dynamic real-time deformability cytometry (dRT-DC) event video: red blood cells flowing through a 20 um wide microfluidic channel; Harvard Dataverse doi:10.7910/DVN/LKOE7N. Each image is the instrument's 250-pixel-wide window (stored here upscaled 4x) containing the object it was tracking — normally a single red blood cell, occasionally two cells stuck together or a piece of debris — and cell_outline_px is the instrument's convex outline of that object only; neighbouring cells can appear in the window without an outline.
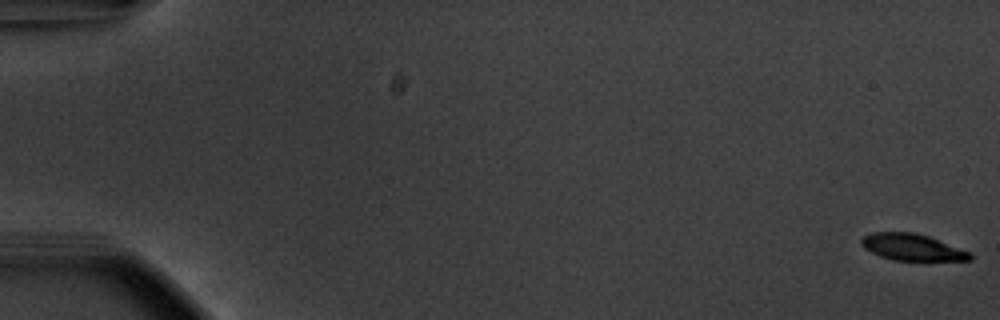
{"species": "common noctule bat (a hibernating species)", "species_latin": "Nyctalus noctula", "temperature_condition": "warm", "stored_images_in_passage": 56, "camera_frame_rate_fps": 3000, "um_per_image_px": 0.085, "animal": {"sex": "male", "body_mass_g": 20.1, "forearm_length_mm": 53.5}, "frame": {"image": 1, "passage_image": 1, "time_ms": 0.0, "image_size_px": [1000, 320], "cell_outline_px": [[972, 260], [892, 260], [880, 256], [864, 248], [860, 244], [860, 240], [864, 236], [872, 232], [916, 232], [928, 236], [972, 252]], "centroid_in_image_um": [77.53, 21.0], "position_along_channel_um": 7.5, "area_um2": 16.88}}
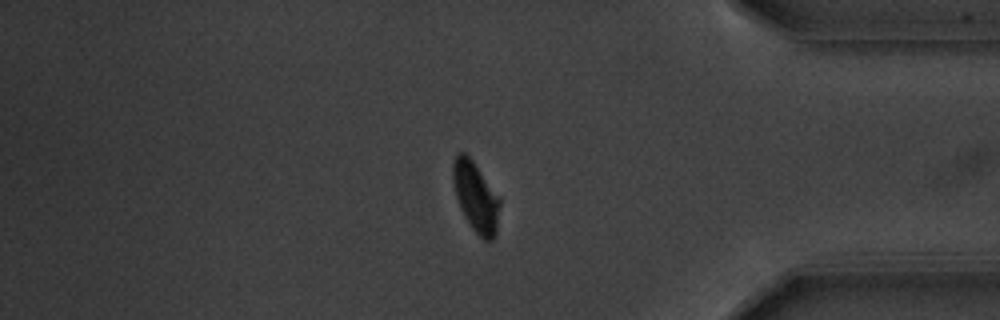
{"frame": {"image": 2, "passage_image": 48, "time_ms": 15.667, "image_size_px": [1000, 320], "cell_outline_px": [[500, 204], [496, 236], [492, 240], [484, 240], [472, 228], [464, 216], [460, 208], [456, 196], [452, 180], [452, 164], [456, 152], [464, 152], [472, 160], [500, 196]], "centroid_in_image_um": [40.44, 16.72], "position_along_channel_um": 394.8, "area_um2": 19.25}}
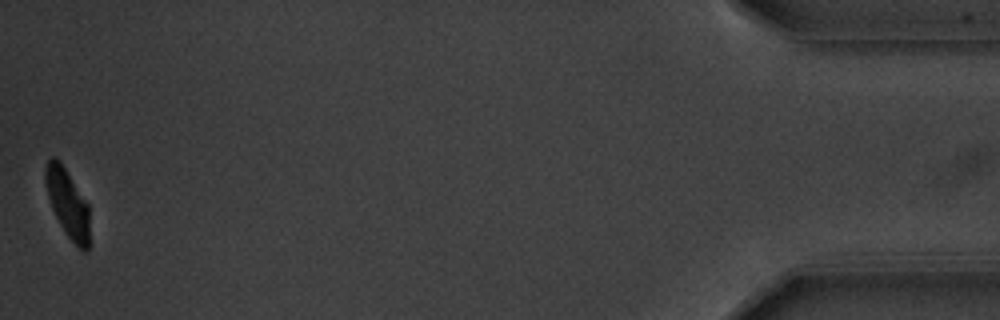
{"frame": {"image": 3, "passage_image": 56, "time_ms": 18.333, "image_size_px": [1000, 320], "cell_outline_px": [[88, 252], [84, 252], [64, 232], [52, 208], [48, 196], [44, 180], [44, 168], [48, 160], [52, 156], [56, 156], [60, 160], [88, 204]], "centroid_in_image_um": [5.71, 17.22], "position_along_channel_um": 429.5, "area_um2": 17.4}, "authors_computed_cell_mechanics": {"area_um2": 19.5364, "velocity_mm_per_s": 3.6967, "shape_relaxation_time_tau1_ms": 2.0696, "shape_relaxation_time_tau2_ms": 2.7359, "deformation_change_tau1": 0.1401, "deformation_change_tau2": 0.0584}}